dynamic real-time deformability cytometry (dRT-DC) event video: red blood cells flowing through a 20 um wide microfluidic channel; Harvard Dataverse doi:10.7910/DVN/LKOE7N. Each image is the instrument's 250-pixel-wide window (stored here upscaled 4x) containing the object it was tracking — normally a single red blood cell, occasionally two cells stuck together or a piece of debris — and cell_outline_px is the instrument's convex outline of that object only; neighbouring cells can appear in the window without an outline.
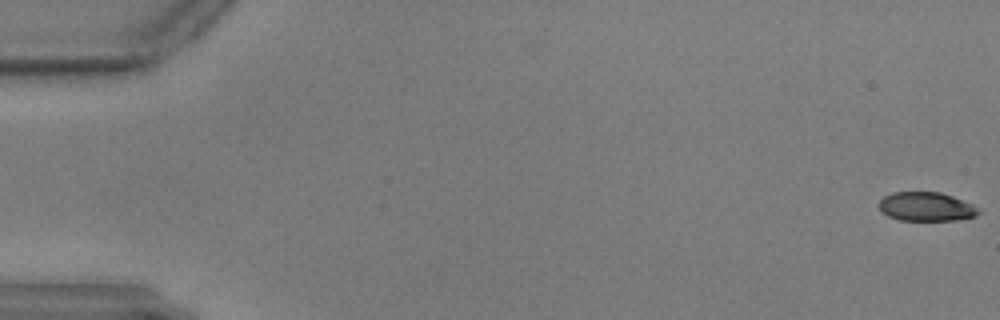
{"species": "common noctule bat (a hibernating species)", "species_latin": "Nyctalus noctula", "temperature_condition": "warm", "stored_images_in_passage": 57, "camera_frame_rate_fps": 3000, "um_per_image_px": 0.085, "animal": {"sex": "male", "body_mass_g": 17.9, "forearm_length_mm": 54.2}, "frame": {"image": 1, "passage_image": 1, "time_ms": 0.0, "image_size_px": [1000, 320], "cell_outline_px": [[980, 212], [976, 216], [956, 220], [900, 220], [888, 216], [880, 212], [880, 200], [884, 196], [892, 192], [940, 192], [952, 196], [972, 204]], "centroid_in_image_um": [78.7, 17.56], "position_along_channel_um": 6.3, "area_um2": 16.7}}
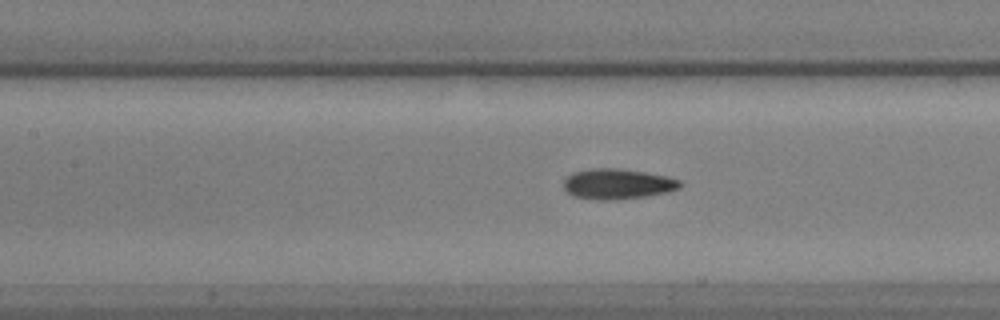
{"frame": {"image": 2, "passage_image": 27, "time_ms": 8.667, "image_size_px": [1000, 320], "cell_outline_px": [[684, 184], [680, 188], [668, 192], [644, 196], [616, 200], [600, 200], [572, 196], [564, 188], [564, 180], [572, 172], [588, 168], [616, 168], [644, 172], [668, 176], [680, 180]], "centroid_in_image_um": [52.5, 15.63], "position_along_channel_um": 154.9, "area_um2": 20.75}}
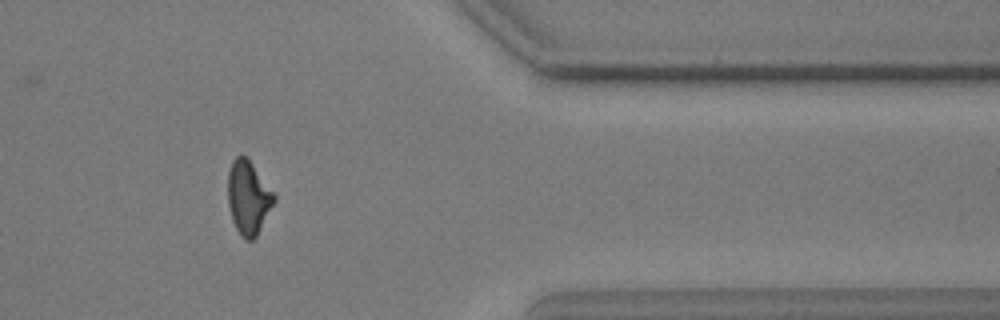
{"frame": {"image": 3, "passage_image": 49, "time_ms": 16.0, "image_size_px": [1000, 320], "cell_outline_px": [[276, 200], [256, 236], [252, 240], [244, 240], [240, 236], [232, 220], [228, 204], [228, 172], [232, 160], [236, 156], [248, 156], [276, 196]], "centroid_in_image_um": [21.1, 16.77], "position_along_channel_um": 390.3, "area_um2": 19.94}}